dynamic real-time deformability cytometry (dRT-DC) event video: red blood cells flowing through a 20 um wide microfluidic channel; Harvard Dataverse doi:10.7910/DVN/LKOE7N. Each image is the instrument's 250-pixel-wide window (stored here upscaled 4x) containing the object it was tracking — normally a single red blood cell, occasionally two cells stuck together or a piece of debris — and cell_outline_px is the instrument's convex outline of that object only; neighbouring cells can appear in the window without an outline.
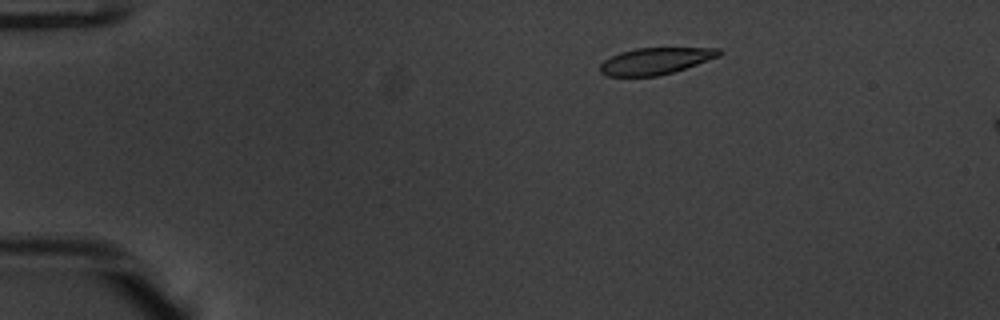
{"species": "common noctule bat (a hibernating species)", "species_latin": "Nyctalus noctula", "temperature_condition": "warm", "stored_images_in_passage": 13, "camera_frame_rate_fps": 3000, "um_per_image_px": 0.085, "animal": {"sex": "male", "body_mass_g": 20.1, "forearm_length_mm": 53.5}, "frame": {"image": 1, "passage_image": 8, "time_ms": 2.333, "image_size_px": [1000, 320], "cell_outline_px": [[720, 56], [672, 72], [656, 76], [604, 76], [600, 72], [600, 64], [604, 60], [620, 52], [636, 48], [720, 48]], "centroid_in_image_um": [55.67, 5.18], "position_along_channel_um": 29.3, "area_um2": 18.26}}